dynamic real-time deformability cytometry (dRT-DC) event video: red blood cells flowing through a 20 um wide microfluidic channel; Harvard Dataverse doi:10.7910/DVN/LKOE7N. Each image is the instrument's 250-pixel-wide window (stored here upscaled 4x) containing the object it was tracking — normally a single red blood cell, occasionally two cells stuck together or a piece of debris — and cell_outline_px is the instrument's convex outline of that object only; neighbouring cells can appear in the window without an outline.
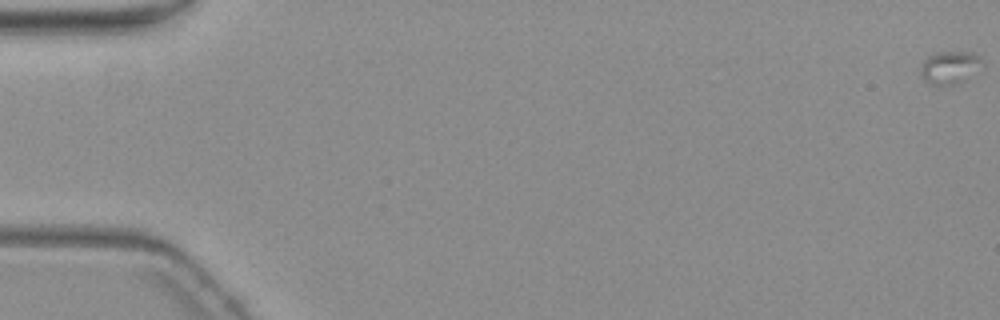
{"species": "common noctule bat (a hibernating species)", "species_latin": "Nyctalus noctula", "temperature_condition": "warm", "stored_images_in_passage": 7, "camera_frame_rate_fps": 3000, "um_per_image_px": 0.085, "animal": {"sex": "female", "body_mass_g": 19.3, "forearm_length_mm": 54.1}, "frame": {"image": 1, "passage_image": 1, "time_ms": 0.0, "image_size_px": [1000, 320], "cell_outline_px": [[980, 60], [956, 84], [932, 84], [924, 80], [920, 72], [920, 68], [924, 60], [928, 56], [936, 52], [972, 52]], "centroid_in_image_um": [80.54, 5.69], "position_along_channel_um": 4.5, "area_um2": 10.58}}